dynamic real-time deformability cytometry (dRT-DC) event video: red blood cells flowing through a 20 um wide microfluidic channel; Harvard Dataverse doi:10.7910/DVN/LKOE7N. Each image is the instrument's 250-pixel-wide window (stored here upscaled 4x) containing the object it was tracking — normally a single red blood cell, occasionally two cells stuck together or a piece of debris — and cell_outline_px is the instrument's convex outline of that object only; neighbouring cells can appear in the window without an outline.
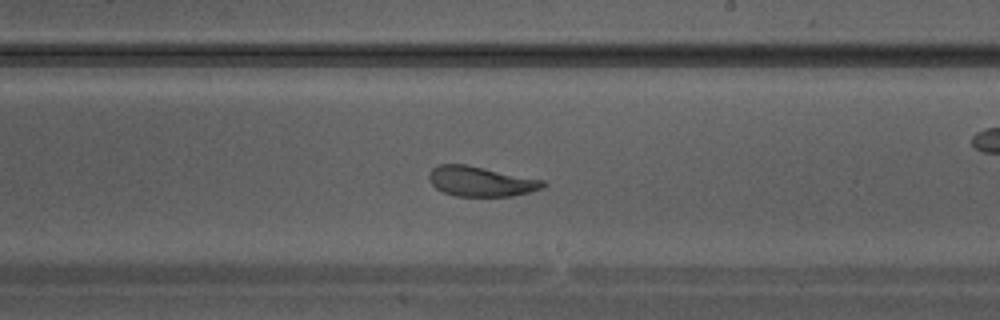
{"species": "Egyptian fruit bat (a non-hibernating species)", "species_latin": "Rousettus aegyptiacus", "temperature_condition": "warm", "stored_images_in_passage": 36, "camera_frame_rate_fps": 3000, "um_per_image_px": 0.085, "animal": {"sex": "male"}, "frame": {"image": 1, "passage_image": 21, "time_ms": 6.667, "image_size_px": [1000, 320], "cell_outline_px": [[548, 184], [544, 188], [512, 196], [456, 196], [444, 192], [436, 188], [428, 180], [428, 176], [432, 168], [440, 164], [468, 164], [544, 180]], "centroid_in_image_um": [40.88, 15.41], "position_along_channel_um": 248.1, "area_um2": 20.06}}